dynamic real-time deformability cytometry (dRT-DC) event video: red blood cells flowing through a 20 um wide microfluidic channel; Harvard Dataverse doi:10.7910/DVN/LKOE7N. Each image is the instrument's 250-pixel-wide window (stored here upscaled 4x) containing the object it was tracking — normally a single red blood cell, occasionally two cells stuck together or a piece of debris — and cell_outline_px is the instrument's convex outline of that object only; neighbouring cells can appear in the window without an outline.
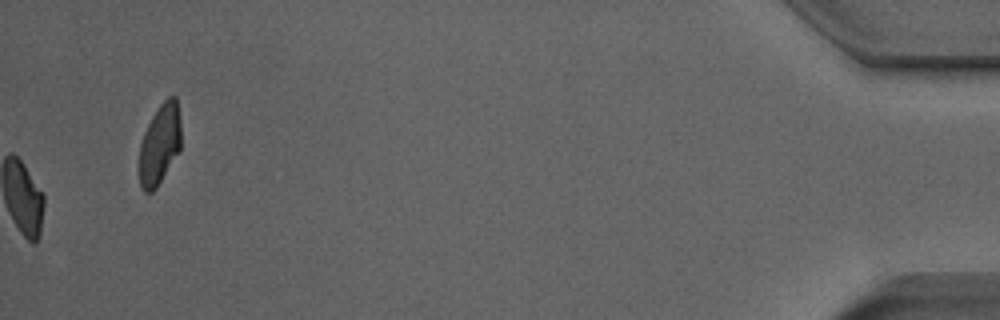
{"species": "Egyptian fruit bat (a non-hibernating species)", "species_latin": "Rousettus aegyptiacus", "temperature_condition": "room temperature", "stored_images_in_passage": 52, "camera_frame_rate_fps": 3000, "um_per_image_px": 0.085, "animal": {"sex": "male"}, "frame": {"image": 1, "passage_image": 52, "time_ms": 17.0, "image_size_px": [1000, 320], "cell_outline_px": [[180, 152], [156, 188], [152, 192], [144, 192], [140, 188], [140, 144], [144, 132], [152, 116], [160, 104], [168, 96], [176, 96], [180, 120]], "centroid_in_image_um": [13.59, 12.27], "position_along_channel_um": 421.6, "area_um2": 19.59}, "authors_computed_cell_mechanics": {"area_um2": 19.3341, "velocity_mm_per_s": 3.9763, "shape_relaxation_time_tau1_ms": 4.7918, "shape_relaxation_time_tau2_ms": 0.7965, "deformation_change_tau1": 0.1313, "deformation_change_tau2": 0.035}}